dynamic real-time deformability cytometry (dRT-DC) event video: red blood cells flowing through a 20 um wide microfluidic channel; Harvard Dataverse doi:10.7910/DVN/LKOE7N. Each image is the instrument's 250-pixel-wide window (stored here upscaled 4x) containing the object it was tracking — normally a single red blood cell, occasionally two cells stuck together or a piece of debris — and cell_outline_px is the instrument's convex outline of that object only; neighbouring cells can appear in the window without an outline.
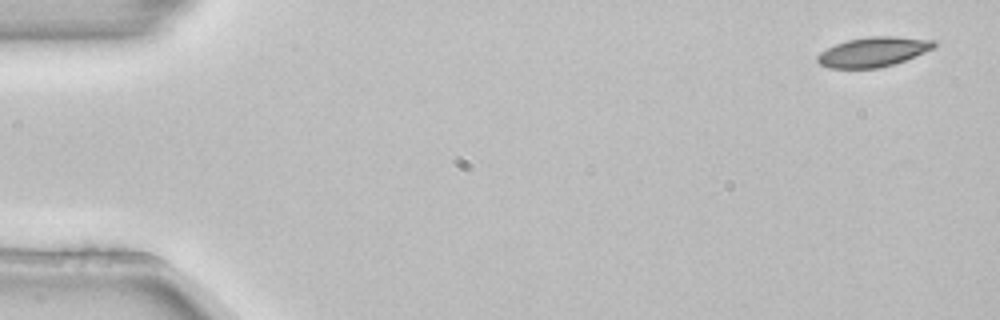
{"species": "common noctule bat (a hibernating species)", "species_latin": "Nyctalus noctula", "temperature_condition": "room temperature", "stored_images_in_passage": 4, "camera_frame_rate_fps": 3000, "um_per_image_px": 0.085, "animal": {"sex": "female", "body_mass_g": 22.7, "forearm_length_mm": 54.2}, "frame": {"image": 1, "passage_image": 1, "time_ms": 0.0, "image_size_px": [1000, 320], "cell_outline_px": [[940, 40], [932, 48], [904, 60], [880, 68], [828, 68], [820, 64], [816, 60], [816, 56], [820, 52], [836, 44], [848, 40], [872, 36], [892, 36]], "centroid_in_image_um": [74.21, 4.4], "position_along_channel_um": 10.8, "area_um2": 20.0}}